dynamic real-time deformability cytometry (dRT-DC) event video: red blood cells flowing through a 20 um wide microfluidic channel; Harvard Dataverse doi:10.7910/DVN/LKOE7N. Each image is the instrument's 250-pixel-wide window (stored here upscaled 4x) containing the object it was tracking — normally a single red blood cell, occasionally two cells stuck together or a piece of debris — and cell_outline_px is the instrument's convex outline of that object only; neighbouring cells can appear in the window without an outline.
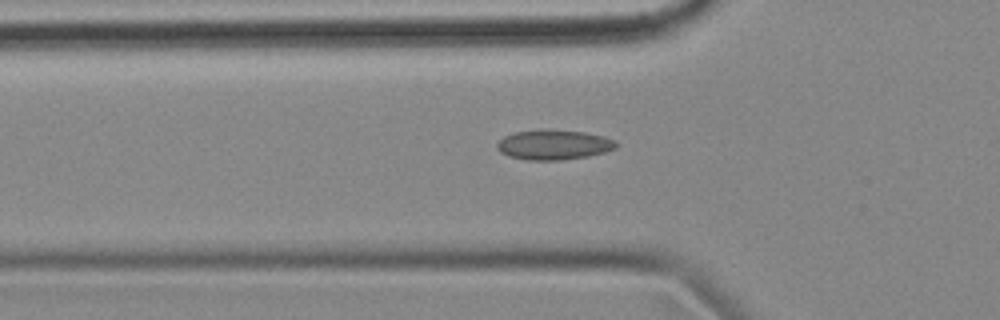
{"species": "common noctule bat (a hibernating species)", "species_latin": "Nyctalus noctula", "temperature_condition": "cold", "stored_images_in_passage": 40, "camera_frame_rate_fps": 3000, "um_per_image_px": 0.085, "animal": {"sex": "female", "body_mass_g": 18.4}, "frame": {"image": 1, "passage_image": 7, "time_ms": 2.0, "image_size_px": [1000, 320], "cell_outline_px": [[620, 144], [616, 148], [604, 152], [588, 156], [560, 160], [528, 160], [508, 156], [500, 152], [496, 148], [496, 144], [504, 136], [516, 132], [540, 128], [584, 132], [604, 136], [616, 140]], "centroid_in_image_um": [47.08, 12.29], "position_along_channel_um": 78.7, "area_um2": 21.04}}
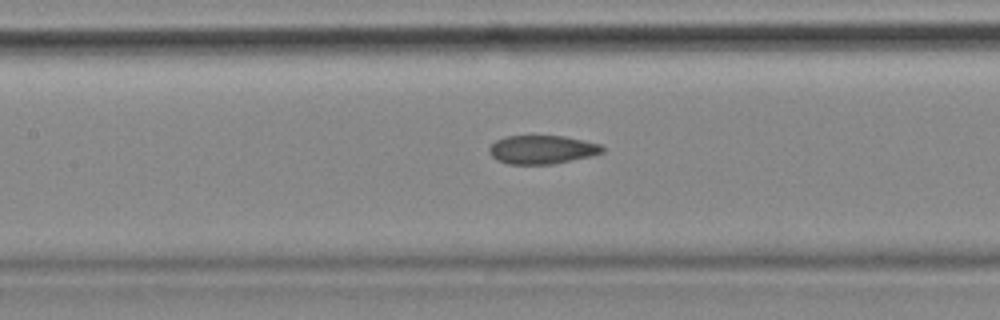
{"frame": {"image": 2, "passage_image": 14, "time_ms": 4.333, "image_size_px": [1000, 320], "cell_outline_px": [[604, 152], [592, 156], [552, 164], [508, 164], [496, 160], [492, 156], [488, 148], [496, 140], [508, 136], [564, 136], [584, 140], [600, 144], [604, 148]], "centroid_in_image_um": [46.09, 12.72], "position_along_channel_um": 161.3, "area_um2": 18.84}}
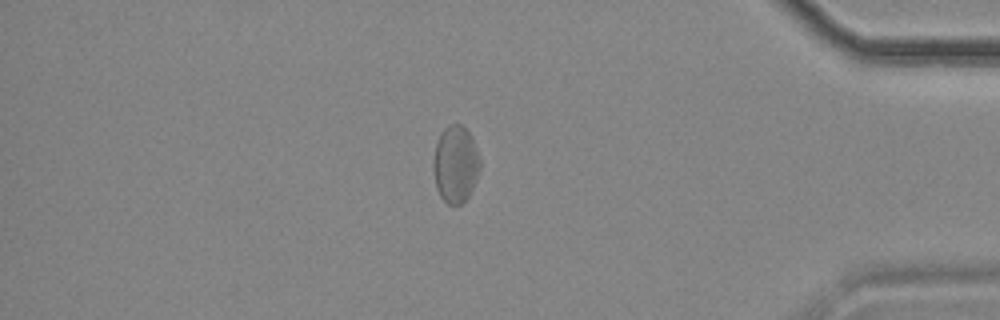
{"frame": {"image": 3, "passage_image": 37, "time_ms": 12.0, "image_size_px": [1000, 320], "cell_outline_px": [[480, 168], [472, 188], [468, 196], [460, 204], [448, 204], [440, 196], [436, 188], [432, 168], [432, 164], [436, 144], [440, 132], [448, 124], [460, 124], [472, 136], [480, 156]], "centroid_in_image_um": [38.7, 13.93], "position_along_channel_um": 396.5, "area_um2": 21.04}, "authors_computed_cell_mechanics": {"area_um2": 19.8832, "velocity_mm_per_s": 3.5088, "shape_relaxation_time_tau1_ms": null, "shape_relaxation_time_tau2_ms": 1.9772, "deformation_change_tau1": null, "deformation_change_tau2": 0.0625}}